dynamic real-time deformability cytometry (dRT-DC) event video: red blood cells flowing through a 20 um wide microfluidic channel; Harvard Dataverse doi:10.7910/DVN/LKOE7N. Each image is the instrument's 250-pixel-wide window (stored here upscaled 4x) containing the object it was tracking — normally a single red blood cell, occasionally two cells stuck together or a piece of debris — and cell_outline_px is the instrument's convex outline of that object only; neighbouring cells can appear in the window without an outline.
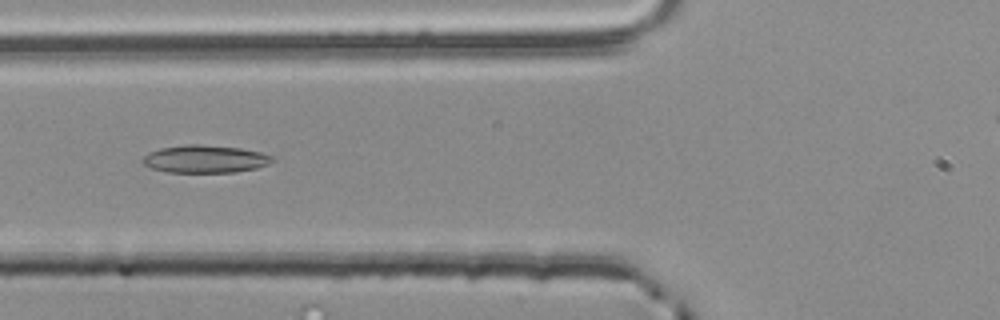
{"species": "common noctule bat (a hibernating species)", "species_latin": "Nyctalus noctula", "temperature_condition": "room temperature", "stored_images_in_passage": 39, "segment_of_instrument_passage": [1, 2], "camera_frame_rate_fps": 3000, "um_per_image_px": 0.085, "animal": {"sex": "male", "body_mass_g": 20.4}, "frame": {"image": 1, "passage_image": 5, "time_ms": 1.333, "image_size_px": [1000, 320], "cell_outline_px": [[272, 160], [268, 164], [256, 168], [236, 172], [168, 172], [152, 168], [144, 164], [140, 160], [148, 152], [160, 148], [184, 144], [200, 144], [240, 148], [260, 152], [272, 156]], "centroid_in_image_um": [17.39, 13.51], "position_along_channel_um": 108.4, "area_um2": 20.87}}
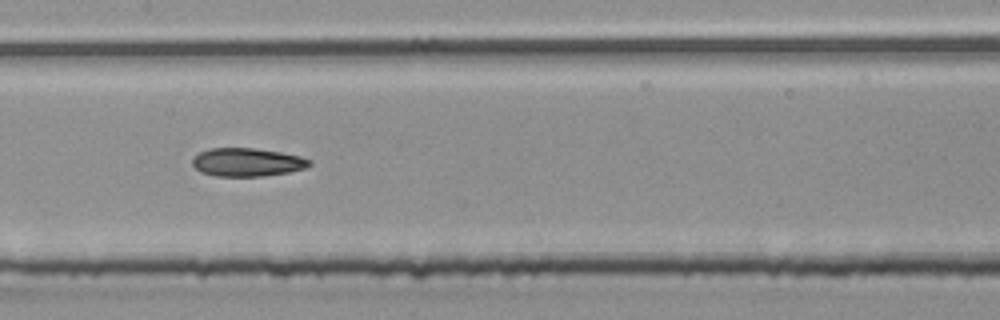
{"frame": {"image": 2, "passage_image": 11, "time_ms": 3.333, "image_size_px": [1000, 320], "cell_outline_px": [[312, 164], [304, 168], [288, 172], [264, 176], [216, 176], [200, 172], [192, 164], [192, 160], [200, 152], [212, 148], [256, 148], [280, 152], [300, 156], [312, 160]], "centroid_in_image_um": [21.02, 13.79], "position_along_channel_um": 186.4, "area_um2": 19.25}}
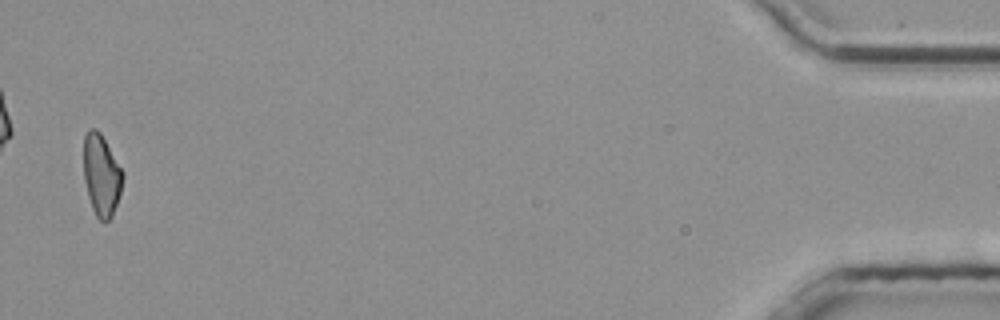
{"frame": {"image": 3, "passage_image": 37, "time_ms": 12.0, "image_size_px": [1000, 320], "cell_outline_px": [[124, 176], [120, 192], [112, 216], [108, 220], [100, 220], [96, 216], [92, 208], [88, 196], [84, 180], [84, 136], [88, 128], [96, 128], [100, 132], [124, 172]], "centroid_in_image_um": [8.61, 14.85], "position_along_channel_um": 426.6, "area_um2": 18.5}}